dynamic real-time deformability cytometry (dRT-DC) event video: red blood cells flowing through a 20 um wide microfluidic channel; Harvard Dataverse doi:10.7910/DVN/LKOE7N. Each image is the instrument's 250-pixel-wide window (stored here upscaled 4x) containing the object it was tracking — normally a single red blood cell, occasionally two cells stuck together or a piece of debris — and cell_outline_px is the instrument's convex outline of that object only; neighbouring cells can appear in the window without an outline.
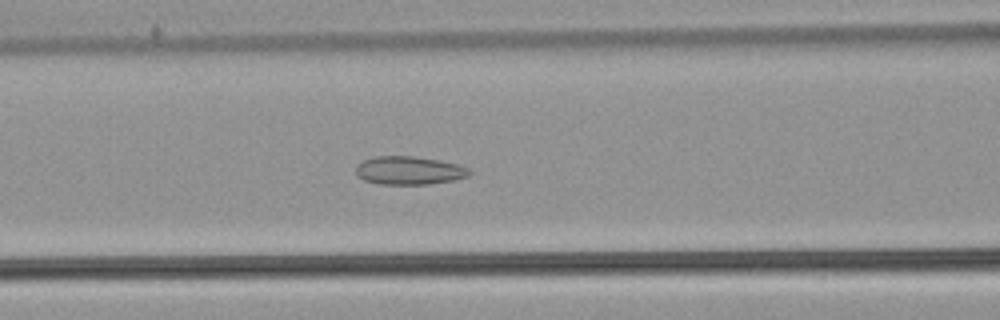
{"species": "common noctule bat (a hibernating species)", "species_latin": "Nyctalus noctula", "temperature_condition": "warm", "stored_images_in_passage": 49, "camera_frame_rate_fps": 3000, "um_per_image_px": 0.085, "animal": {"sex": "male", "body_mass_g": 21.5, "forearm_length_mm": 52.0}, "frame": {"image": 1, "passage_image": 18, "time_ms": 5.667, "image_size_px": [1000, 320], "cell_outline_px": [[472, 172], [468, 176], [452, 180], [428, 184], [380, 184], [364, 180], [356, 176], [356, 164], [364, 160], [376, 156], [412, 156], [436, 160], [456, 164], [468, 168]], "centroid_in_image_um": [34.73, 14.49], "position_along_channel_um": 131.9, "area_um2": 18.55}}
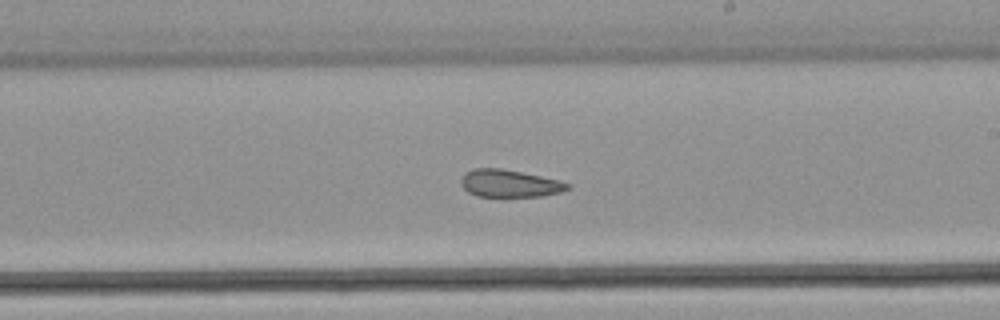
{"frame": {"image": 2, "passage_image": 27, "time_ms": 8.667, "image_size_px": [1000, 320], "cell_outline_px": [[572, 188], [560, 192], [540, 196], [504, 200], [476, 196], [468, 192], [460, 184], [460, 180], [464, 172], [472, 168], [500, 168], [560, 180], [572, 184]], "centroid_in_image_um": [43.29, 15.64], "position_along_channel_um": 245.7, "area_um2": 18.03}}
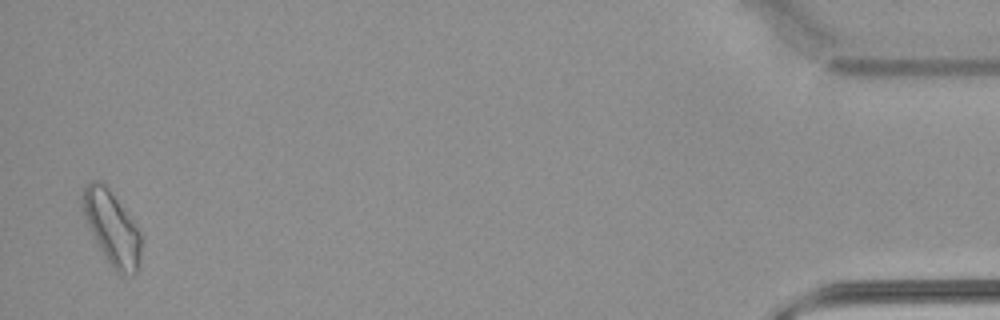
{"frame": {"image": 3, "passage_image": 48, "time_ms": 15.667, "image_size_px": [1000, 320], "cell_outline_px": [[140, 264], [136, 272], [132, 276], [116, 272], [112, 268], [100, 248], [84, 216], [80, 204], [80, 200], [84, 184], [92, 180], [96, 180], [104, 184], [108, 188], [140, 232]], "centroid_in_image_um": [9.48, 19.37], "position_along_channel_um": 425.7, "area_um2": 24.68}, "authors_computed_cell_mechanics": {"area_um2": 19.363, "velocity_mm_per_s": 3.8108, "shape_relaxation_time_tau1_ms": null, "shape_relaxation_time_tau2_ms": 2.7583, "deformation_change_tau1": null, "deformation_change_tau2": 0.091}}